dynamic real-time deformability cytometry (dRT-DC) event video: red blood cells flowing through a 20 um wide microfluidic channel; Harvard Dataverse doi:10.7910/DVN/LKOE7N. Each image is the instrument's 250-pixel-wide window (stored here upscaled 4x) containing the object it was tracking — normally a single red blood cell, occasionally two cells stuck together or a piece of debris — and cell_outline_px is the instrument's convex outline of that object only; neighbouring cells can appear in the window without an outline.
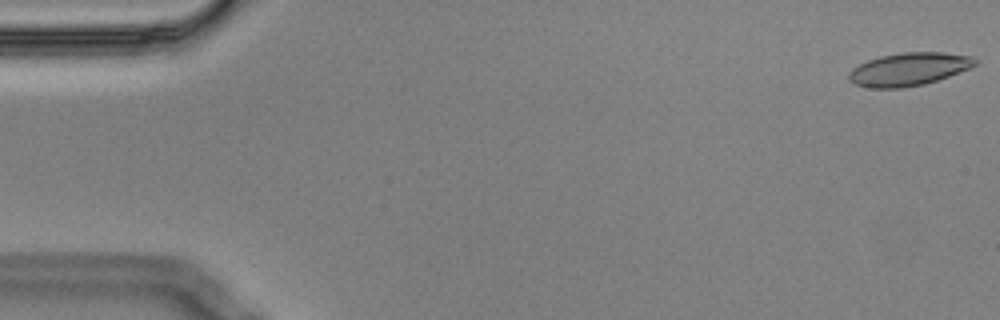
{"species": "Egyptian fruit bat (a non-hibernating species)", "species_latin": "Rousettus aegyptiacus", "temperature_condition": "cold", "stored_images_in_passage": 5, "camera_frame_rate_fps": 3000, "um_per_image_px": 0.085, "animal": {"sex": "male"}, "frame": {"image": 1, "passage_image": 1, "time_ms": 0.0, "image_size_px": [1000, 320], "cell_outline_px": [[980, 60], [976, 64], [968, 68], [948, 76], [924, 84], [904, 88], [872, 88], [856, 84], [848, 80], [848, 72], [852, 68], [868, 60], [880, 56], [904, 52], [944, 52], [972, 56]], "centroid_in_image_um": [77.24, 5.87], "position_along_channel_um": 7.8, "area_um2": 24.22}}
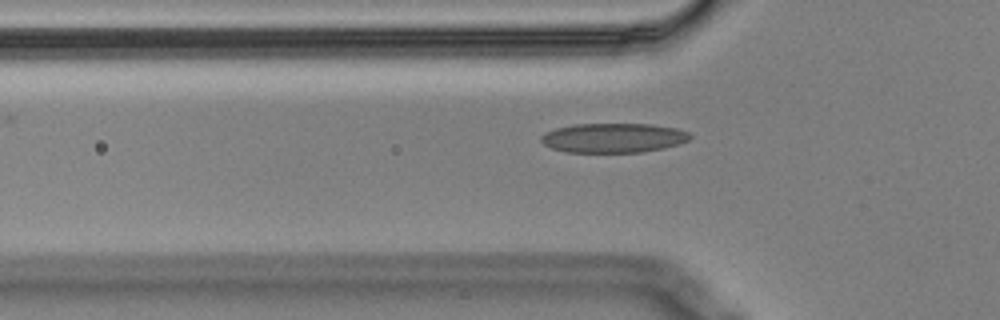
{"frame": {"image": 2, "passage_image": 5, "time_ms": 1.333, "image_size_px": [1000, 320], "cell_outline_px": [[692, 136], [688, 140], [664, 148], [640, 152], [564, 152], [552, 148], [544, 144], [540, 140], [540, 136], [544, 132], [556, 128], [576, 124], [652, 124], [676, 128], [688, 132]], "centroid_in_image_um": [52.1, 11.71], "position_along_channel_um": 73.7, "area_um2": 25.55}}